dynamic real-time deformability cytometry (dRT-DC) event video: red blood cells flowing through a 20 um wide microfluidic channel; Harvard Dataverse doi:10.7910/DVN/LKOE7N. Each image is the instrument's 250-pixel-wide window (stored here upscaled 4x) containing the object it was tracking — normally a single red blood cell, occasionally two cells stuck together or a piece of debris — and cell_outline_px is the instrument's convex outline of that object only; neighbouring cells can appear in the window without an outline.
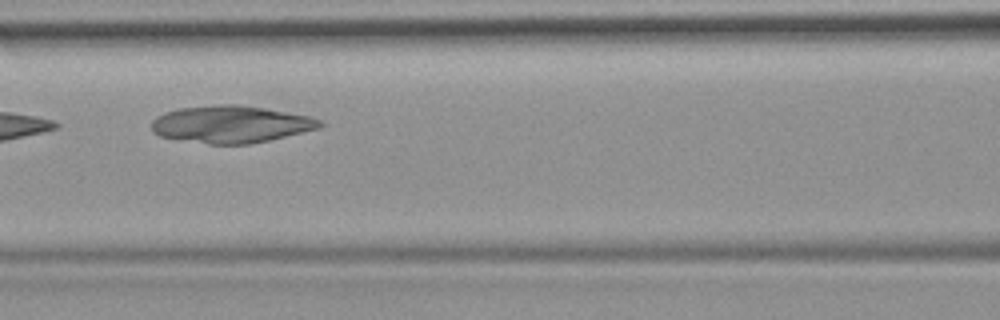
{"species": "common noctule bat (a hibernating species)", "species_latin": "Nyctalus noctula", "temperature_condition": "room temperature", "stored_images_in_passage": 5, "camera_frame_rate_fps": 3000, "um_per_image_px": 0.085, "animal": {"sex": "female", "body_mass_g": 19.9}, "frame": {"image": 1, "passage_image": 5, "time_ms": 1.333, "image_size_px": [1000, 320], "cell_outline_px": [[324, 124], [320, 128], [268, 140], [248, 144], [208, 144], [160, 136], [152, 132], [152, 120], [156, 116], [164, 112], [180, 108], [216, 104], [236, 104], [264, 108], [312, 116], [320, 120]], "centroid_in_image_um": [19.62, 10.55], "position_along_channel_um": 147.0, "area_um2": 36.47}}